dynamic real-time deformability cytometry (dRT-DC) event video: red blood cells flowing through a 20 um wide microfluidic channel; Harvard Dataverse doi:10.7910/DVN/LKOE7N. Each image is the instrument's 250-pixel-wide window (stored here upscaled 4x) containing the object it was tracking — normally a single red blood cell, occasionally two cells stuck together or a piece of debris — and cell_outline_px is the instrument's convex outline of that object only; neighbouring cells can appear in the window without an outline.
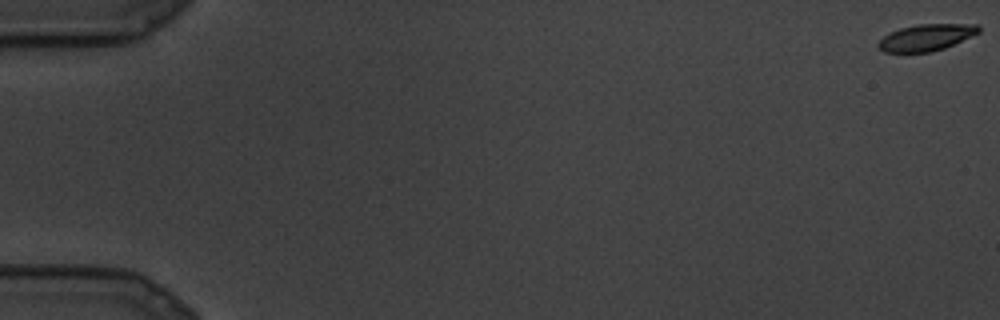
{"species": "common noctule bat (a hibernating species)", "species_latin": "Nyctalus noctula", "temperature_condition": "cold", "stored_images_in_passage": 13, "camera_frame_rate_fps": 3000, "um_per_image_px": 0.085, "animal": {"sex": "male", "body_mass_g": 19.5, "forearm_length_mm": 54.6}, "frame": {"image": 1, "passage_image": 1, "time_ms": 0.0, "image_size_px": [1000, 320], "cell_outline_px": [[980, 32], [944, 48], [928, 52], [884, 52], [876, 44], [884, 36], [900, 28], [920, 24], [976, 24], [980, 28]], "centroid_in_image_um": [78.73, 3.18], "position_along_channel_um": 6.3, "area_um2": 15.26}}
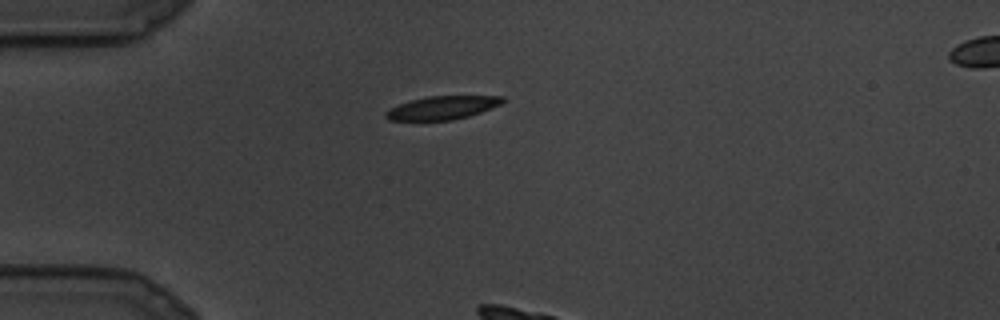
{"frame": {"image": 2, "passage_image": 9, "time_ms": 2.667, "image_size_px": [1000, 320], "cell_outline_px": [[504, 100], [500, 104], [480, 112], [468, 116], [452, 120], [388, 120], [384, 116], [384, 112], [400, 104], [412, 100], [428, 96], [504, 96]], "centroid_in_image_um": [37.58, 9.16], "position_along_channel_um": 47.4, "area_um2": 15.61}}